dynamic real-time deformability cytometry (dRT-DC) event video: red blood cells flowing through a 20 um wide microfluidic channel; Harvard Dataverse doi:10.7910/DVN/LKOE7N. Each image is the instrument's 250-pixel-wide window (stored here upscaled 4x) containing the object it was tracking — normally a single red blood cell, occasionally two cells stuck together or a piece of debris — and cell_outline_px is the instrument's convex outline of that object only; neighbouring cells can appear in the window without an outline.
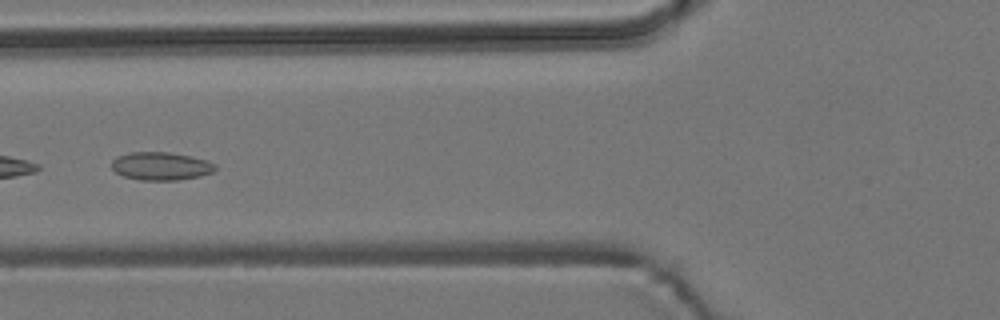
{"species": "common noctule bat (a hibernating species)", "species_latin": "Nyctalus noctula", "temperature_condition": "room temperature", "stored_images_in_passage": 48, "camera_frame_rate_fps": 3000, "um_per_image_px": 0.085, "animal": {"sex": "male", "body_mass_g": 19.2, "forearm_length_mm": 51.8}, "frame": {"image": 1, "passage_image": 21, "time_ms": 6.667, "image_size_px": [1000, 320], "cell_outline_px": [[216, 168], [212, 172], [200, 176], [176, 180], [140, 180], [124, 176], [116, 172], [112, 168], [112, 160], [116, 156], [132, 152], [168, 152], [192, 156], [216, 164]], "centroid_in_image_um": [13.66, 14.11], "position_along_channel_um": 112.1, "area_um2": 16.88}, "authors_computed_cell_mechanics": {"area_um2": 16.4152, "velocity_mm_per_s": 3.7173, "shape_relaxation_time_tau1_ms": null, "shape_relaxation_time_tau2_ms": 3.2491, "deformation_change_tau1": null, "deformation_change_tau2": 0.0782}}